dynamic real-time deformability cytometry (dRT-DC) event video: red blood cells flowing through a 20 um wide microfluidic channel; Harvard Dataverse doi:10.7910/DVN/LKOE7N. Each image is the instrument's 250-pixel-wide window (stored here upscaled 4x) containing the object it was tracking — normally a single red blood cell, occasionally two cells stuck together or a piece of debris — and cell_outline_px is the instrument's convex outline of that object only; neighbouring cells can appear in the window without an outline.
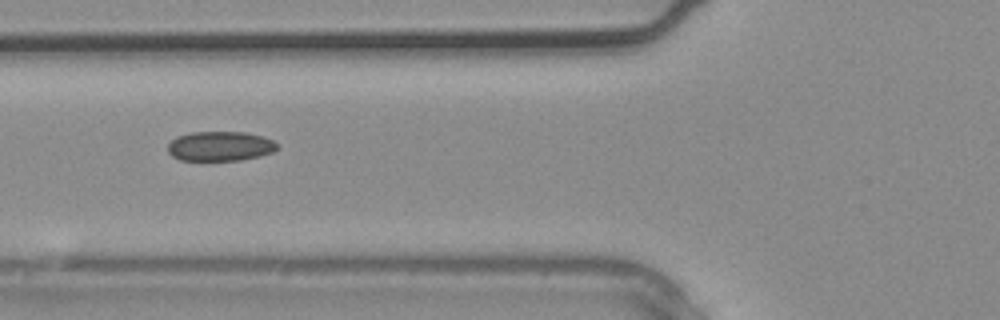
{"species": "common noctule bat (a hibernating species)", "species_latin": "Nyctalus noctula", "temperature_condition": "warm", "stored_images_in_passage": 3, "camera_frame_rate_fps": 3000, "um_per_image_px": 0.085, "animal": {"sex": "male", "body_mass_g": 20.4}, "frame": {"image": 1, "passage_image": 3, "time_ms": 0.667, "image_size_px": [1000, 320], "cell_outline_px": [[276, 148], [272, 152], [260, 156], [240, 160], [180, 160], [172, 156], [168, 152], [168, 144], [176, 136], [192, 132], [244, 132], [260, 136], [272, 140], [276, 144]], "centroid_in_image_um": [18.66, 12.43], "position_along_channel_um": 107.1, "area_um2": 18.73}}